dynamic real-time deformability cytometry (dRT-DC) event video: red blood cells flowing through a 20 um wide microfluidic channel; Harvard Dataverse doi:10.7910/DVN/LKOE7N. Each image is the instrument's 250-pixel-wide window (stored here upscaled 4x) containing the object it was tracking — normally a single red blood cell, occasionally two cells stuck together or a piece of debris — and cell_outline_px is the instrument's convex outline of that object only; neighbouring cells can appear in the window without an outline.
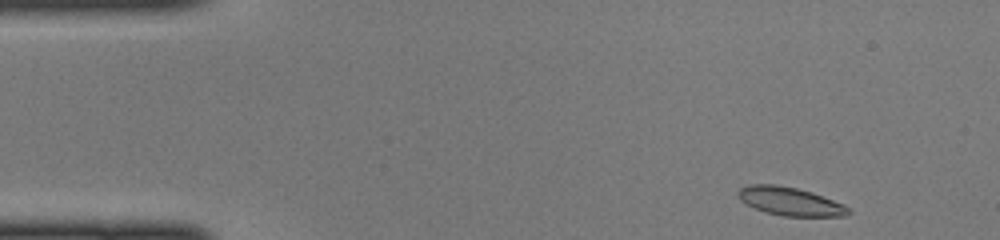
{"species": "common noctule bat (a hibernating species)", "species_latin": "Nyctalus noctula", "temperature_condition": "cold", "stored_images_in_passage": 43, "camera_frame_rate_fps": 3000, "um_per_image_px": 0.085, "animal": {"sex": "female", "body_mass_g": 22.0, "forearm_length_mm": 56.7}, "frame": {"image": 1, "passage_image": 1, "time_ms": 0.0, "image_size_px": [1000, 240], "cell_outline_px": [[852, 212], [844, 216], [784, 216], [764, 212], [744, 204], [736, 196], [736, 192], [740, 188], [748, 184], [776, 184], [796, 188], [812, 192], [844, 204]], "centroid_in_image_um": [67.1, 17.11], "position_along_channel_um": 17.9, "area_um2": 18.44}}
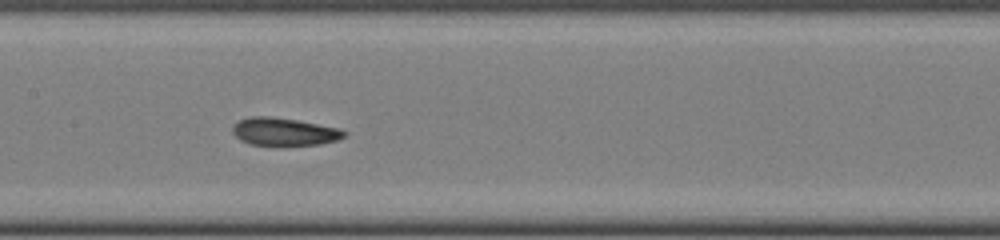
{"frame": {"image": 2, "passage_image": 19, "time_ms": 6.0, "image_size_px": [1000, 240], "cell_outline_px": [[348, 132], [344, 136], [336, 140], [320, 144], [280, 148], [276, 148], [248, 144], [240, 140], [232, 132], [232, 124], [240, 120], [252, 116], [268, 116], [296, 120], [340, 128]], "centroid_in_image_um": [24.12, 11.24], "position_along_channel_um": 183.3, "area_um2": 18.84}}
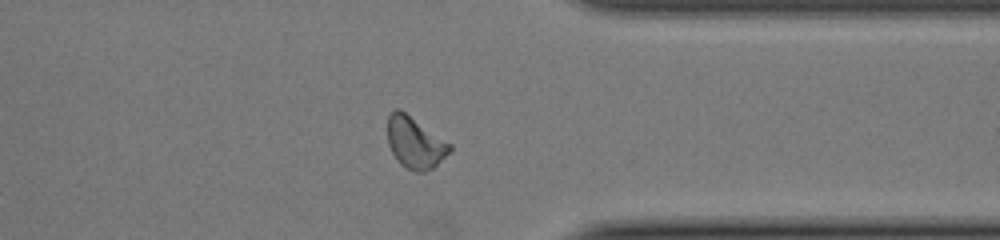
{"frame": {"image": 3, "passage_image": 33, "time_ms": 10.667, "image_size_px": [1000, 240], "cell_outline_px": [[452, 152], [432, 168], [424, 172], [416, 172], [400, 164], [396, 160], [388, 144], [388, 116], [396, 108], [400, 108], [452, 144]], "centroid_in_image_um": [35.3, 12.12], "position_along_channel_um": 376.1, "area_um2": 18.84}}